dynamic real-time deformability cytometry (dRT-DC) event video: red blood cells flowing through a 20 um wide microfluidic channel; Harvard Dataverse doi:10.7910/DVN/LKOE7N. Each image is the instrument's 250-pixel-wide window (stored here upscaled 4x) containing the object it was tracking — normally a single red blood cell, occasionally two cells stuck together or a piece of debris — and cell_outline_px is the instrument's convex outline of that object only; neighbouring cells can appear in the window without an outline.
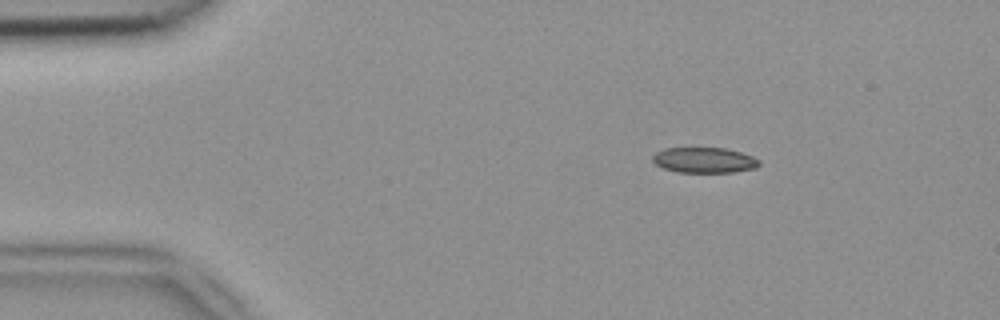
{"species": "common noctule bat (a hibernating species)", "species_latin": "Nyctalus noctula", "temperature_condition": "room temperature", "stored_images_in_passage": 4, "camera_frame_rate_fps": 3000, "um_per_image_px": 0.085, "animal": {"sex": "female", "body_mass_g": 18.4}, "frame": {"image": 1, "passage_image": 2, "time_ms": 0.333, "image_size_px": [1000, 320], "cell_outline_px": [[760, 164], [756, 168], [736, 172], [676, 172], [664, 168], [656, 164], [652, 160], [652, 156], [656, 152], [664, 148], [724, 148], [740, 152], [752, 156], [760, 160]], "centroid_in_image_um": [59.87, 13.61], "position_along_channel_um": 25.1, "area_um2": 15.84}}
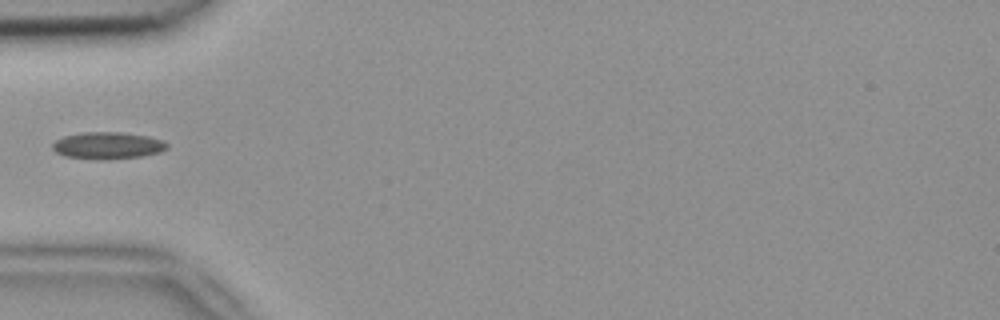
{"frame": {"image": 2, "passage_image": 4, "time_ms": 1.0, "image_size_px": [1000, 320], "cell_outline_px": [[168, 148], [160, 152], [144, 156], [108, 160], [100, 160], [64, 156], [56, 152], [52, 148], [52, 144], [56, 140], [64, 136], [84, 132], [120, 132], [148, 136], [164, 140], [168, 144]], "centroid_in_image_um": [9.18, 12.38], "position_along_channel_um": 75.8, "area_um2": 18.21}}